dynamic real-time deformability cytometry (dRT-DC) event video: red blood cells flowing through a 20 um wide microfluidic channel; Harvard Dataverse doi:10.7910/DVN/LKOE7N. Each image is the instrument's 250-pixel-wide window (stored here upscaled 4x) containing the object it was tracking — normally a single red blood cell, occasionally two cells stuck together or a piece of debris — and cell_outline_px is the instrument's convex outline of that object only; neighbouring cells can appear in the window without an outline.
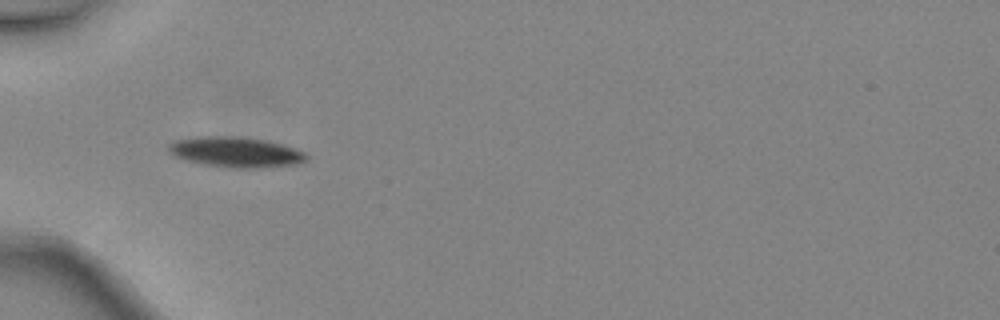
{"species": "common noctule bat (a hibernating species)", "species_latin": "Nyctalus noctula", "temperature_condition": "warm", "stored_images_in_passage": 2, "camera_frame_rate_fps": 3000, "um_per_image_px": 0.085, "animal": {"sex": "female", "body_mass_g": 24.6, "forearm_length_mm": 56.2}, "frame": {"image": 1, "passage_image": 1, "time_ms": 0.0, "image_size_px": [1000, 320], "cell_outline_px": [[308, 160], [300, 164], [256, 168], [232, 168], [208, 164], [188, 160], [176, 156], [168, 148], [168, 144], [176, 140], [200, 136], [232, 136], [264, 140], [280, 144], [304, 152], [308, 156]], "centroid_in_image_um": [20.09, 12.93], "position_along_channel_um": 64.9, "area_um2": 23.93}}
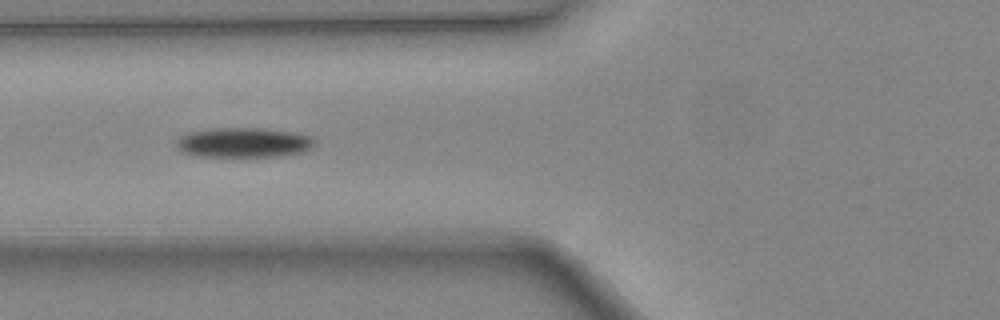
{"frame": {"image": 2, "passage_image": 2, "time_ms": 0.333, "image_size_px": [1000, 320], "cell_outline_px": [[316, 144], [312, 148], [300, 152], [276, 156], [192, 156], [180, 152], [176, 148], [176, 140], [180, 136], [188, 132], [212, 128], [260, 128], [296, 132], [312, 136], [316, 140]], "centroid_in_image_um": [20.68, 12.11], "position_along_channel_um": 105.1, "area_um2": 24.33}}